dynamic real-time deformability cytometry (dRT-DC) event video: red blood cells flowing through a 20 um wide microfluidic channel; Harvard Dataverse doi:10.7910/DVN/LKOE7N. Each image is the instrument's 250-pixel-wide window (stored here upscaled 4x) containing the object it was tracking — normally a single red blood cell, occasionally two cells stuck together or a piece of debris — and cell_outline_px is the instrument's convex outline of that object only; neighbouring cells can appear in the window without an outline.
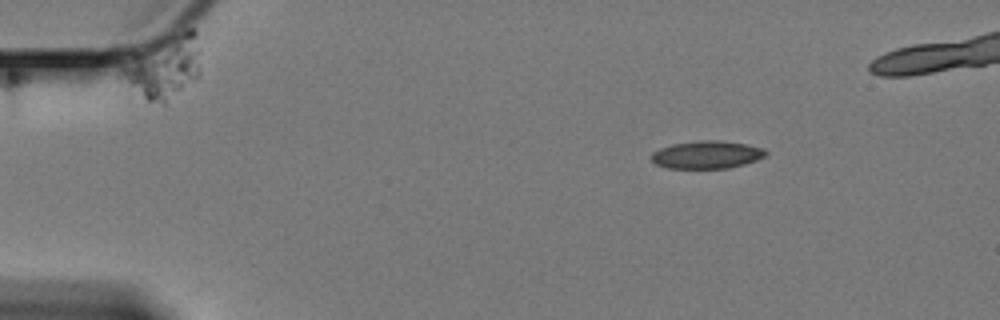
{"species": "Egyptian fruit bat (a non-hibernating species)", "species_latin": "Rousettus aegyptiacus", "temperature_condition": "cold", "stored_images_in_passage": 48, "camera_frame_rate_fps": 3000, "um_per_image_px": 0.085, "animal": {"sex": "female"}, "frame": {"image": 1, "passage_image": 1, "time_ms": 0.0, "image_size_px": [1000, 320], "cell_outline_px": [[768, 152], [764, 156], [756, 160], [744, 164], [728, 168], [668, 168], [656, 164], [652, 160], [652, 152], [660, 148], [672, 144], [700, 140], [720, 140], [744, 144], [764, 148]], "centroid_in_image_um": [60.08, 13.14], "position_along_channel_um": 24.9, "area_um2": 18.38}}
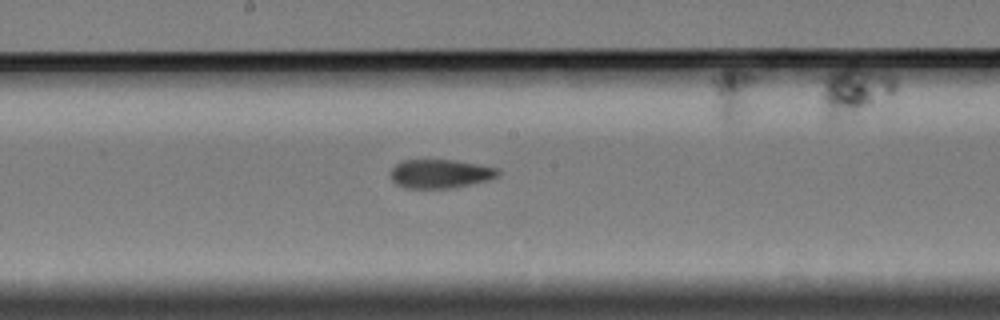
{"frame": {"image": 2, "passage_image": 24, "time_ms": 7.667, "image_size_px": [1000, 320], "cell_outline_px": [[500, 172], [496, 176], [488, 180], [452, 188], [404, 188], [396, 184], [392, 180], [392, 168], [400, 160], [456, 160], [496, 168]], "centroid_in_image_um": [37.39, 14.77], "position_along_channel_um": 210.8, "area_um2": 17.86}}
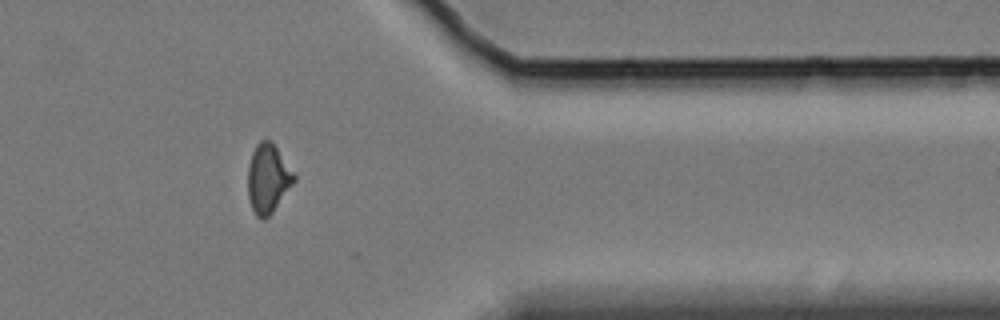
{"frame": {"image": 3, "passage_image": 41, "time_ms": 13.333, "image_size_px": [1000, 320], "cell_outline_px": [[296, 180], [272, 212], [264, 220], [260, 220], [256, 216], [252, 208], [248, 196], [248, 164], [252, 152], [256, 144], [260, 140], [268, 140], [276, 148], [296, 176]], "centroid_in_image_um": [22.75, 15.2], "position_along_channel_um": 388.6, "area_um2": 18.32}}